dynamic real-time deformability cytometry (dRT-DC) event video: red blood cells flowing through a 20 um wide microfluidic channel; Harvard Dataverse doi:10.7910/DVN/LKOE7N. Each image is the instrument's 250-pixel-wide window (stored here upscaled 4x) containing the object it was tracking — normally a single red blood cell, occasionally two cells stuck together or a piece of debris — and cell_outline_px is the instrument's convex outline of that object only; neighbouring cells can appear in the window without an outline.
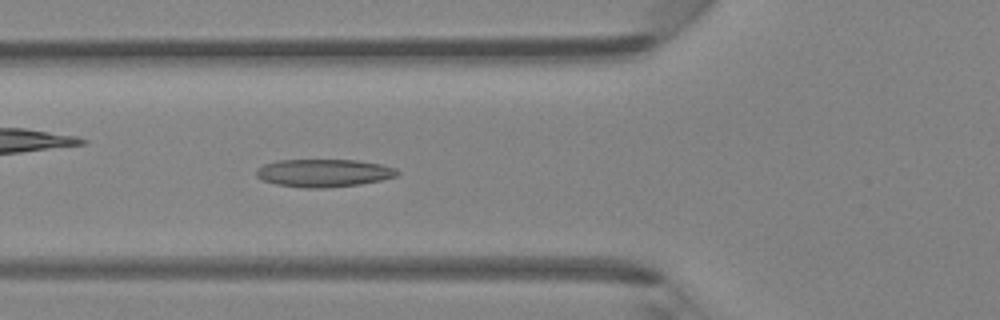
{"species": "Egyptian fruit bat (a non-hibernating species)", "species_latin": "Rousettus aegyptiacus", "temperature_condition": "room temperature", "stored_images_in_passage": 40, "camera_frame_rate_fps": 3000, "um_per_image_px": 0.085, "animal": {"sex": "female"}, "frame": {"image": 1, "passage_image": 10, "time_ms": 3.0, "image_size_px": [1000, 320], "cell_outline_px": [[400, 172], [396, 176], [380, 180], [360, 184], [324, 188], [304, 188], [276, 184], [260, 180], [256, 176], [256, 168], [264, 164], [276, 160], [356, 160], [380, 164], [396, 168]], "centroid_in_image_um": [27.47, 14.7], "position_along_channel_um": 98.3, "area_um2": 22.95}}
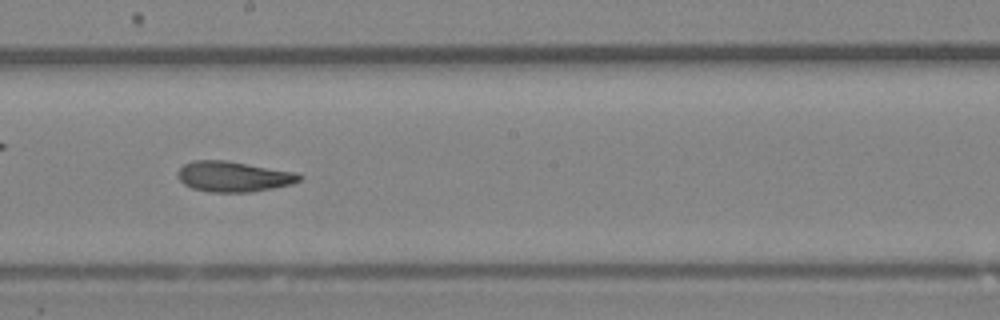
{"frame": {"image": 2, "passage_image": 19, "time_ms": 6.0, "image_size_px": [1000, 320], "cell_outline_px": [[304, 176], [300, 180], [292, 184], [252, 192], [208, 192], [192, 188], [184, 184], [176, 176], [176, 172], [184, 164], [192, 160], [228, 160], [296, 172]], "centroid_in_image_um": [19.84, 15.0], "position_along_channel_um": 228.4, "area_um2": 21.85}}
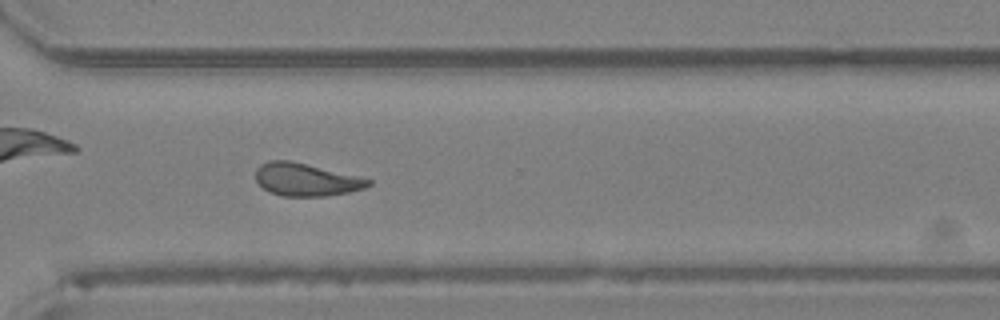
{"frame": {"image": 3, "passage_image": 27, "time_ms": 8.667, "image_size_px": [1000, 320], "cell_outline_px": [[372, 184], [364, 188], [348, 192], [324, 196], [280, 196], [268, 192], [256, 180], [256, 168], [260, 164], [268, 160], [288, 160], [360, 176], [372, 180]], "centroid_in_image_um": [26.0, 15.26], "position_along_channel_um": 344.6, "area_um2": 21.5}, "authors_computed_cell_mechanics": {"area_um2": 21.8773, "velocity_mm_per_s": 4.3577, "shape_relaxation_time_tau1_ms": 4.5652, "shape_relaxation_time_tau2_ms": 2.7675, "deformation_change_tau1": 0.1735, "deformation_change_tau2": 0.1158}}